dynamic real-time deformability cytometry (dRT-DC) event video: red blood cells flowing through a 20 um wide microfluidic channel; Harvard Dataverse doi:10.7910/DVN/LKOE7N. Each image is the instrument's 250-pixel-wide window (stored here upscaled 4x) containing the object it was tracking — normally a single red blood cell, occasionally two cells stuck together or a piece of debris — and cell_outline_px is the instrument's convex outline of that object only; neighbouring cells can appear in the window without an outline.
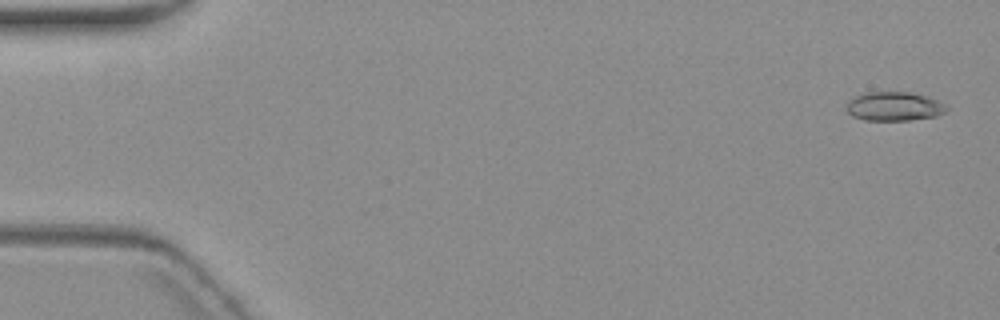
{"species": "common noctule bat (a hibernating species)", "species_latin": "Nyctalus noctula", "temperature_condition": "warm", "stored_images_in_passage": 4, "camera_frame_rate_fps": 3000, "um_per_image_px": 0.085, "animal": {"sex": "female", "body_mass_g": 19.3, "forearm_length_mm": 54.1}, "frame": {"image": 1, "passage_image": 1, "time_ms": 0.0, "image_size_px": [1000, 320], "cell_outline_px": [[948, 108], [944, 112], [936, 116], [908, 120], [864, 120], [852, 116], [844, 108], [848, 100], [864, 92], [908, 92], [924, 96], [948, 104]], "centroid_in_image_um": [75.96, 9.04], "position_along_channel_um": 9.0, "area_um2": 16.94}}
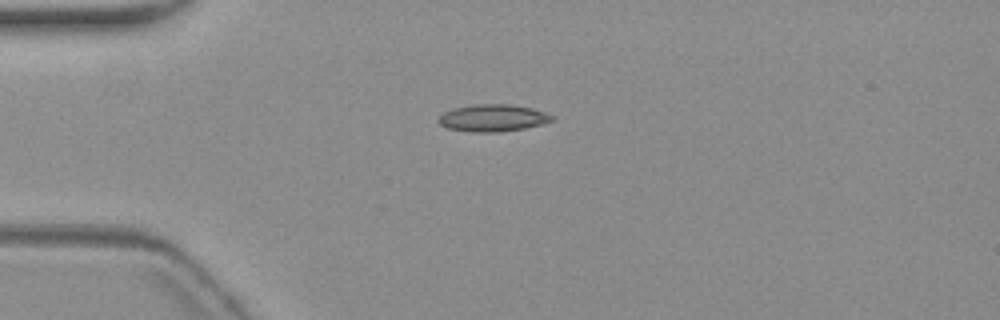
{"frame": {"image": 2, "passage_image": 4, "time_ms": 4.333, "image_size_px": [1000, 320], "cell_outline_px": [[556, 120], [524, 128], [500, 132], [472, 132], [448, 128], [440, 124], [436, 120], [444, 112], [456, 108], [476, 104], [508, 104], [532, 108], [556, 116]], "centroid_in_image_um": [41.92, 10.03], "position_along_channel_um": 43.1, "area_um2": 17.86}}